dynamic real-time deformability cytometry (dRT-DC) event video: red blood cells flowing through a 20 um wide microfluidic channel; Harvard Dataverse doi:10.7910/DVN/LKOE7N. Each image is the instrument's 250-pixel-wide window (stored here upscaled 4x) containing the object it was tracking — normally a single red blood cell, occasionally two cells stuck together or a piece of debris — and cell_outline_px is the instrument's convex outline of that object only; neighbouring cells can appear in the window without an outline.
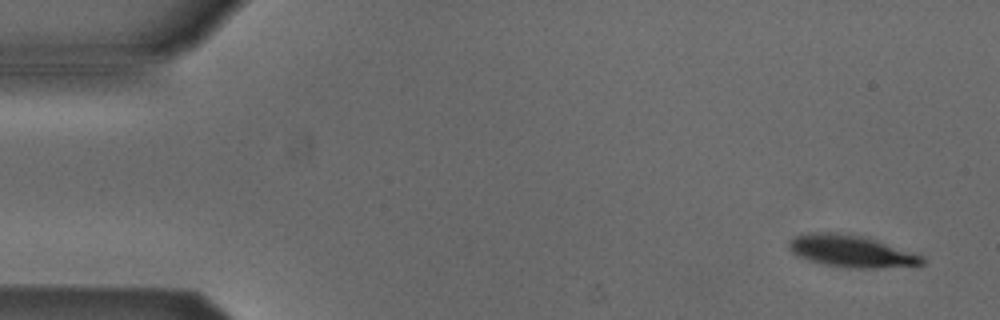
{"species": "Egyptian fruit bat (a non-hibernating species)", "species_latin": "Rousettus aegyptiacus", "temperature_condition": "cold", "stored_images_in_passage": 5, "camera_frame_rate_fps": 3000, "um_per_image_px": 0.085, "animal": {"sex": "male"}, "frame": {"image": 1, "passage_image": 1, "time_ms": 0.0, "image_size_px": [1000, 320], "cell_outline_px": [[924, 264], [876, 268], [848, 268], [824, 264], [808, 260], [796, 256], [788, 248], [788, 240], [792, 236], [808, 232], [836, 232], [864, 236], [924, 256]], "centroid_in_image_um": [72.28, 21.33], "position_along_channel_um": 12.7, "area_um2": 24.97}}